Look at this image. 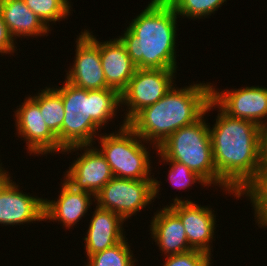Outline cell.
<instances>
[{
  "label": "cell",
  "instance_id": "obj_1",
  "mask_svg": "<svg viewBox=\"0 0 267 266\" xmlns=\"http://www.w3.org/2000/svg\"><path fill=\"white\" fill-rule=\"evenodd\" d=\"M214 106L220 113L209 131L219 186L238 199L237 194L262 165L261 127L227 115L215 102Z\"/></svg>",
  "mask_w": 267,
  "mask_h": 266
},
{
  "label": "cell",
  "instance_id": "obj_2",
  "mask_svg": "<svg viewBox=\"0 0 267 266\" xmlns=\"http://www.w3.org/2000/svg\"><path fill=\"white\" fill-rule=\"evenodd\" d=\"M210 84L193 83L184 88L175 85L156 103L139 111L127 125L157 149L172 133L215 109Z\"/></svg>",
  "mask_w": 267,
  "mask_h": 266
},
{
  "label": "cell",
  "instance_id": "obj_3",
  "mask_svg": "<svg viewBox=\"0 0 267 266\" xmlns=\"http://www.w3.org/2000/svg\"><path fill=\"white\" fill-rule=\"evenodd\" d=\"M177 14L167 0H151L119 36L136 68L177 69Z\"/></svg>",
  "mask_w": 267,
  "mask_h": 266
},
{
  "label": "cell",
  "instance_id": "obj_4",
  "mask_svg": "<svg viewBox=\"0 0 267 266\" xmlns=\"http://www.w3.org/2000/svg\"><path fill=\"white\" fill-rule=\"evenodd\" d=\"M62 97L65 110L60 145L66 149L93 145L98 129L116 116L121 104L120 93L112 88L86 90L65 80L54 88Z\"/></svg>",
  "mask_w": 267,
  "mask_h": 266
},
{
  "label": "cell",
  "instance_id": "obj_5",
  "mask_svg": "<svg viewBox=\"0 0 267 266\" xmlns=\"http://www.w3.org/2000/svg\"><path fill=\"white\" fill-rule=\"evenodd\" d=\"M204 116L172 133L156 150L162 160L184 164L209 186H218L219 175L215 169L211 135Z\"/></svg>",
  "mask_w": 267,
  "mask_h": 266
},
{
  "label": "cell",
  "instance_id": "obj_6",
  "mask_svg": "<svg viewBox=\"0 0 267 266\" xmlns=\"http://www.w3.org/2000/svg\"><path fill=\"white\" fill-rule=\"evenodd\" d=\"M100 152L106 158L114 177L132 180H154L151 175L150 152L145 142L127 124L118 133L100 134ZM143 141V142H142Z\"/></svg>",
  "mask_w": 267,
  "mask_h": 266
},
{
  "label": "cell",
  "instance_id": "obj_7",
  "mask_svg": "<svg viewBox=\"0 0 267 266\" xmlns=\"http://www.w3.org/2000/svg\"><path fill=\"white\" fill-rule=\"evenodd\" d=\"M159 183L155 178L132 180L113 177L96 194L95 203L99 208L115 212L126 221L157 198L160 191Z\"/></svg>",
  "mask_w": 267,
  "mask_h": 266
},
{
  "label": "cell",
  "instance_id": "obj_8",
  "mask_svg": "<svg viewBox=\"0 0 267 266\" xmlns=\"http://www.w3.org/2000/svg\"><path fill=\"white\" fill-rule=\"evenodd\" d=\"M177 69L137 68L126 88L120 93L121 105L127 106L123 124L143 108L156 103L173 87Z\"/></svg>",
  "mask_w": 267,
  "mask_h": 266
},
{
  "label": "cell",
  "instance_id": "obj_9",
  "mask_svg": "<svg viewBox=\"0 0 267 266\" xmlns=\"http://www.w3.org/2000/svg\"><path fill=\"white\" fill-rule=\"evenodd\" d=\"M79 145L64 149L63 153L84 150L67 169L64 180L76 190H85L94 196L114 177L108 162L98 147ZM80 148V149H79Z\"/></svg>",
  "mask_w": 267,
  "mask_h": 266
},
{
  "label": "cell",
  "instance_id": "obj_10",
  "mask_svg": "<svg viewBox=\"0 0 267 266\" xmlns=\"http://www.w3.org/2000/svg\"><path fill=\"white\" fill-rule=\"evenodd\" d=\"M76 39L75 62L65 80L86 90L109 88L101 65L98 39L88 30Z\"/></svg>",
  "mask_w": 267,
  "mask_h": 266
},
{
  "label": "cell",
  "instance_id": "obj_11",
  "mask_svg": "<svg viewBox=\"0 0 267 266\" xmlns=\"http://www.w3.org/2000/svg\"><path fill=\"white\" fill-rule=\"evenodd\" d=\"M211 99L231 117L252 121L260 127L267 122L266 87L247 86L218 92L212 85Z\"/></svg>",
  "mask_w": 267,
  "mask_h": 266
},
{
  "label": "cell",
  "instance_id": "obj_12",
  "mask_svg": "<svg viewBox=\"0 0 267 266\" xmlns=\"http://www.w3.org/2000/svg\"><path fill=\"white\" fill-rule=\"evenodd\" d=\"M14 112L18 137L25 139L28 153L45 155L64 151L44 122L39 105L30 96Z\"/></svg>",
  "mask_w": 267,
  "mask_h": 266
},
{
  "label": "cell",
  "instance_id": "obj_13",
  "mask_svg": "<svg viewBox=\"0 0 267 266\" xmlns=\"http://www.w3.org/2000/svg\"><path fill=\"white\" fill-rule=\"evenodd\" d=\"M181 220L185 228L189 246L192 249L200 250L211 255V244L215 225L216 215L214 210L208 206L195 204L191 200L174 198L173 203L167 205ZM215 217V218H214Z\"/></svg>",
  "mask_w": 267,
  "mask_h": 266
},
{
  "label": "cell",
  "instance_id": "obj_14",
  "mask_svg": "<svg viewBox=\"0 0 267 266\" xmlns=\"http://www.w3.org/2000/svg\"><path fill=\"white\" fill-rule=\"evenodd\" d=\"M61 184V192L57 201L44 199V220L58 221L66 229H70L82 217H85L90 204L95 202V196L88 191L74 189L65 180Z\"/></svg>",
  "mask_w": 267,
  "mask_h": 266
},
{
  "label": "cell",
  "instance_id": "obj_15",
  "mask_svg": "<svg viewBox=\"0 0 267 266\" xmlns=\"http://www.w3.org/2000/svg\"><path fill=\"white\" fill-rule=\"evenodd\" d=\"M18 186L12 182L0 195V224L14 226L44 221V199L23 193Z\"/></svg>",
  "mask_w": 267,
  "mask_h": 266
},
{
  "label": "cell",
  "instance_id": "obj_16",
  "mask_svg": "<svg viewBox=\"0 0 267 266\" xmlns=\"http://www.w3.org/2000/svg\"><path fill=\"white\" fill-rule=\"evenodd\" d=\"M93 213L84 237L87 257L111 248L125 238L122 229L125 220L121 216L98 206Z\"/></svg>",
  "mask_w": 267,
  "mask_h": 266
},
{
  "label": "cell",
  "instance_id": "obj_17",
  "mask_svg": "<svg viewBox=\"0 0 267 266\" xmlns=\"http://www.w3.org/2000/svg\"><path fill=\"white\" fill-rule=\"evenodd\" d=\"M99 52L107 86L121 93L134 75L136 65L119 38L99 42Z\"/></svg>",
  "mask_w": 267,
  "mask_h": 266
},
{
  "label": "cell",
  "instance_id": "obj_18",
  "mask_svg": "<svg viewBox=\"0 0 267 266\" xmlns=\"http://www.w3.org/2000/svg\"><path fill=\"white\" fill-rule=\"evenodd\" d=\"M159 210L152 217L150 233L160 251L168 256L192 250L180 218L168 206Z\"/></svg>",
  "mask_w": 267,
  "mask_h": 266
},
{
  "label": "cell",
  "instance_id": "obj_19",
  "mask_svg": "<svg viewBox=\"0 0 267 266\" xmlns=\"http://www.w3.org/2000/svg\"><path fill=\"white\" fill-rule=\"evenodd\" d=\"M0 13L14 40L21 36L24 38L27 36L37 37V35L47 36L48 32L51 31L25 5L24 0H0Z\"/></svg>",
  "mask_w": 267,
  "mask_h": 266
},
{
  "label": "cell",
  "instance_id": "obj_20",
  "mask_svg": "<svg viewBox=\"0 0 267 266\" xmlns=\"http://www.w3.org/2000/svg\"><path fill=\"white\" fill-rule=\"evenodd\" d=\"M37 95L30 97L39 105L44 122L57 137L60 144V131L64 120L65 110L61 95L53 88L45 87Z\"/></svg>",
  "mask_w": 267,
  "mask_h": 266
},
{
  "label": "cell",
  "instance_id": "obj_21",
  "mask_svg": "<svg viewBox=\"0 0 267 266\" xmlns=\"http://www.w3.org/2000/svg\"><path fill=\"white\" fill-rule=\"evenodd\" d=\"M248 196L253 205L258 227L267 228V166L261 165L254 177L237 194Z\"/></svg>",
  "mask_w": 267,
  "mask_h": 266
},
{
  "label": "cell",
  "instance_id": "obj_22",
  "mask_svg": "<svg viewBox=\"0 0 267 266\" xmlns=\"http://www.w3.org/2000/svg\"><path fill=\"white\" fill-rule=\"evenodd\" d=\"M125 238L115 246L89 256L85 266H134L136 259Z\"/></svg>",
  "mask_w": 267,
  "mask_h": 266
},
{
  "label": "cell",
  "instance_id": "obj_23",
  "mask_svg": "<svg viewBox=\"0 0 267 266\" xmlns=\"http://www.w3.org/2000/svg\"><path fill=\"white\" fill-rule=\"evenodd\" d=\"M25 5L48 27L49 22L61 21L70 15L71 3L68 0H24Z\"/></svg>",
  "mask_w": 267,
  "mask_h": 266
},
{
  "label": "cell",
  "instance_id": "obj_24",
  "mask_svg": "<svg viewBox=\"0 0 267 266\" xmlns=\"http://www.w3.org/2000/svg\"><path fill=\"white\" fill-rule=\"evenodd\" d=\"M180 18L201 19L215 13L226 0H167ZM180 15V16H179Z\"/></svg>",
  "mask_w": 267,
  "mask_h": 266
},
{
  "label": "cell",
  "instance_id": "obj_25",
  "mask_svg": "<svg viewBox=\"0 0 267 266\" xmlns=\"http://www.w3.org/2000/svg\"><path fill=\"white\" fill-rule=\"evenodd\" d=\"M163 162H168L169 167V174H168V181L178 189H186L187 187L193 185L194 183H201L204 187L209 186L206 181L199 176L197 173L191 171L186 165L181 164L179 162L173 160H162Z\"/></svg>",
  "mask_w": 267,
  "mask_h": 266
},
{
  "label": "cell",
  "instance_id": "obj_26",
  "mask_svg": "<svg viewBox=\"0 0 267 266\" xmlns=\"http://www.w3.org/2000/svg\"><path fill=\"white\" fill-rule=\"evenodd\" d=\"M212 255L192 249L181 254H173L166 256L163 266H212Z\"/></svg>",
  "mask_w": 267,
  "mask_h": 266
},
{
  "label": "cell",
  "instance_id": "obj_27",
  "mask_svg": "<svg viewBox=\"0 0 267 266\" xmlns=\"http://www.w3.org/2000/svg\"><path fill=\"white\" fill-rule=\"evenodd\" d=\"M14 39L9 33L7 25L3 21L2 14L0 13V53L11 54L14 53L17 47L15 46Z\"/></svg>",
  "mask_w": 267,
  "mask_h": 266
},
{
  "label": "cell",
  "instance_id": "obj_28",
  "mask_svg": "<svg viewBox=\"0 0 267 266\" xmlns=\"http://www.w3.org/2000/svg\"><path fill=\"white\" fill-rule=\"evenodd\" d=\"M261 162L267 166V122L261 126Z\"/></svg>",
  "mask_w": 267,
  "mask_h": 266
},
{
  "label": "cell",
  "instance_id": "obj_29",
  "mask_svg": "<svg viewBox=\"0 0 267 266\" xmlns=\"http://www.w3.org/2000/svg\"><path fill=\"white\" fill-rule=\"evenodd\" d=\"M0 164V195L4 192V190L13 182L10 178L9 173L4 170Z\"/></svg>",
  "mask_w": 267,
  "mask_h": 266
}]
</instances>
